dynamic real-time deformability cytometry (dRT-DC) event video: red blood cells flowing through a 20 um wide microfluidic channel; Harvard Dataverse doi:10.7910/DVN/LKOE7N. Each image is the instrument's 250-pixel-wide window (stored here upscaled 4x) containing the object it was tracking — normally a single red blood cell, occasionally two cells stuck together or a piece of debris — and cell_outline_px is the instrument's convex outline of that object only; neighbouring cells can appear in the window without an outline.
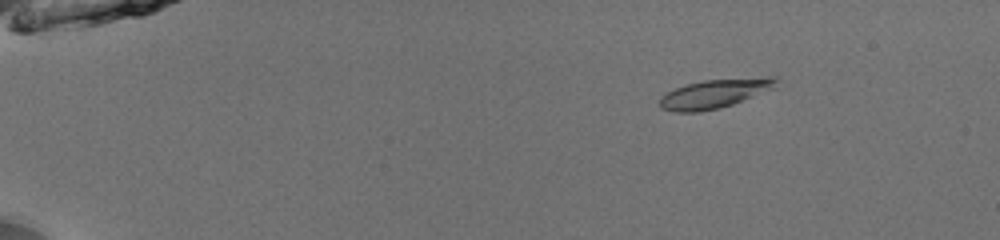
{"species": "common noctule bat (a hibernating species)", "species_latin": "Nyctalus noctula", "temperature_condition": "room temperature", "stored_images_in_passage": 53, "camera_frame_rate_fps": 3000, "um_per_image_px": 0.085, "animal": {"sex": "male", "body_mass_g": 13.0, "forearm_length_mm": 53.1}, "frame": {"image": 1, "passage_image": 9, "time_ms": 2.667, "image_size_px": [1000, 240], "cell_outline_px": [[780, 80], [776, 88], [732, 104], [720, 108], [700, 112], [676, 112], [660, 108], [660, 96], [684, 84], [704, 80], [768, 76], [776, 76]], "centroid_in_image_um": [60.81, 7.94], "position_along_channel_um": 24.2, "area_um2": 20.0}}
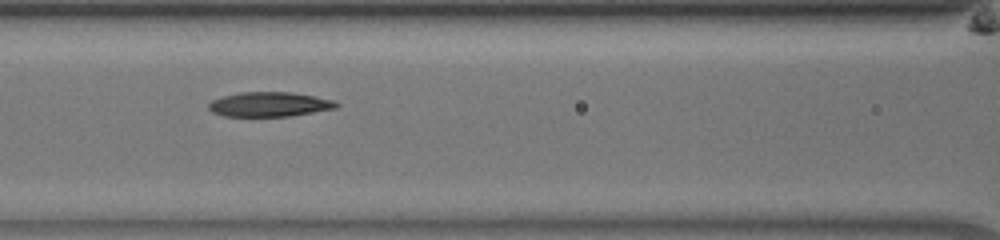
{"frame": {"image": 2, "passage_image": 26, "time_ms": 8.333, "image_size_px": [1000, 240], "cell_outline_px": [[340, 104], [336, 108], [288, 116], [224, 116], [212, 112], [208, 108], [208, 104], [212, 100], [224, 96], [240, 92], [288, 92], [312, 96], [332, 100]], "centroid_in_image_um": [22.86, 8.87], "position_along_channel_um": 143.7, "area_um2": 18.03}}
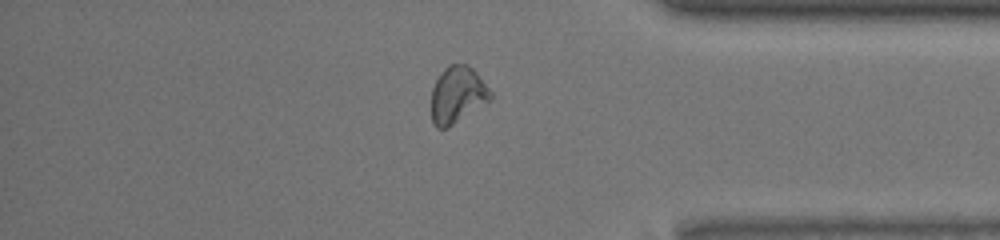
{"frame": {"image": 3, "passage_image": 46, "time_ms": 15.0, "image_size_px": [1000, 240], "cell_outline_px": [[492, 100], [448, 128], [436, 128], [432, 124], [432, 88], [436, 80], [444, 68], [448, 64], [468, 64], [476, 72], [492, 92]], "centroid_in_image_um": [38.89, 8.07], "position_along_channel_um": 396.3, "area_um2": 19.71}, "authors_computed_cell_mechanics": {"area_um2": 19.0162, "velocity_mm_per_s": 3.9572, "shape_relaxation_time_tau1_ms": 4.3213, "shape_relaxation_time_tau2_ms": 4.0737, "deformation_change_tau1": 0.1276, "deformation_change_tau2": 0.0906}}